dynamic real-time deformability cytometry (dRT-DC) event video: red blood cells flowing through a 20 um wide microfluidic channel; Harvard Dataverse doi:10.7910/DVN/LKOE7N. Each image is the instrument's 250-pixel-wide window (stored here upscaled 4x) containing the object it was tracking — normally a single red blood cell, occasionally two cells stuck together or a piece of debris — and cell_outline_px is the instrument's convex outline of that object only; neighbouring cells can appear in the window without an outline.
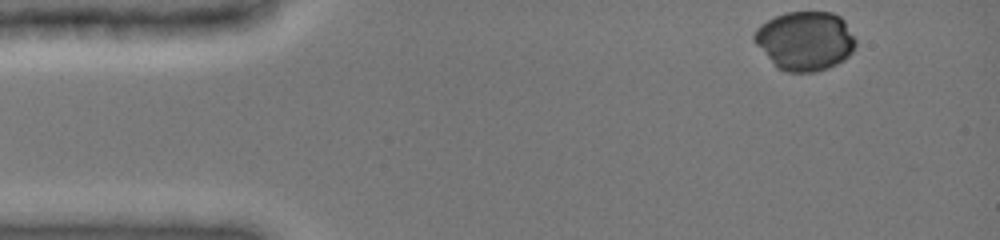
{"species": "common noctule bat (a hibernating species)", "species_latin": "Nyctalus noctula", "temperature_condition": "cold", "stored_images_in_passage": 16, "camera_frame_rate_fps": 3000, "um_per_image_px": 0.085, "animal": {"sex": "female", "body_mass_g": 19.0, "forearm_length_mm": 51.5}, "frame": {"image": 1, "passage_image": 1, "time_ms": 0.0, "image_size_px": [1000, 240], "cell_outline_px": [[856, 44], [852, 52], [844, 60], [828, 68], [816, 72], [788, 72], [776, 68], [752, 40], [752, 36], [756, 28], [760, 24], [776, 16], [788, 12], [832, 12], [840, 16], [844, 20], [856, 40]], "centroid_in_image_um": [68.41, 3.48], "position_along_channel_um": 16.6, "area_um2": 35.14}}